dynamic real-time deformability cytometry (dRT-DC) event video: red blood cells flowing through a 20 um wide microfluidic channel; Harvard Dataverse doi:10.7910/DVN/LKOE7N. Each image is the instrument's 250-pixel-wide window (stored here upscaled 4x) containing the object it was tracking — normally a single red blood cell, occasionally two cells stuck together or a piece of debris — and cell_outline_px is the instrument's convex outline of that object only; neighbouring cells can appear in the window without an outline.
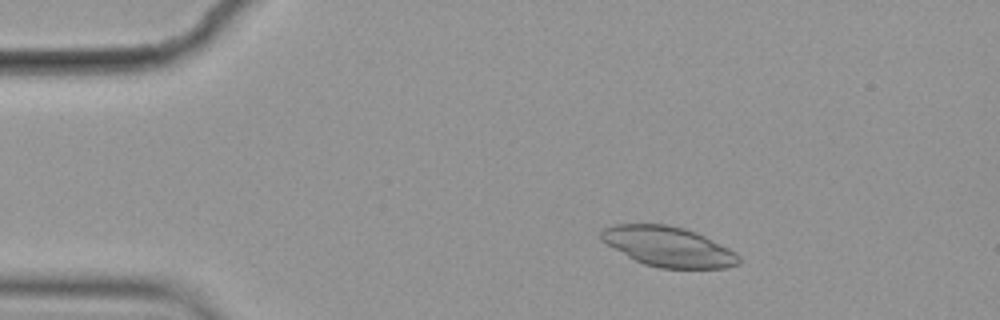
{"species": "common noctule bat (a hibernating species)", "species_latin": "Nyctalus noctula", "temperature_condition": "cold", "stored_images_in_passage": 56, "camera_frame_rate_fps": 3000, "um_per_image_px": 0.085, "animal": {"sex": "female", "body_mass_g": 19.9}, "frame": {"image": 1, "passage_image": 9, "time_ms": 2.667, "image_size_px": [1000, 320], "cell_outline_px": [[740, 264], [728, 268], [660, 268], [644, 264], [628, 256], [600, 240], [600, 232], [604, 228], [616, 224], [664, 224], [684, 228], [696, 232], [736, 252], [740, 256]], "centroid_in_image_um": [56.82, 20.96], "position_along_channel_um": 28.2, "area_um2": 31.91}}